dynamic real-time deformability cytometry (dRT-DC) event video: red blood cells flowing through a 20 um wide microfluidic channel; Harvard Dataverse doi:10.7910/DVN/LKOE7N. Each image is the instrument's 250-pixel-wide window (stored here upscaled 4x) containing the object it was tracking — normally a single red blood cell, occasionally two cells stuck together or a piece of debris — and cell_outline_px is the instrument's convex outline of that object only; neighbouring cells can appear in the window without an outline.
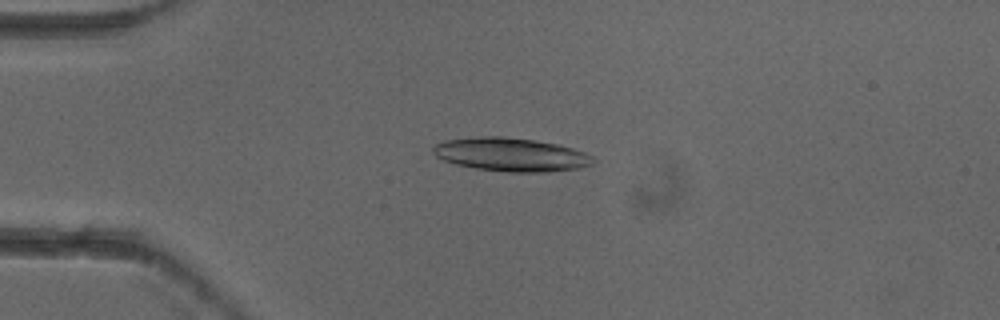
{"species": "common noctule bat (a hibernating species)", "species_latin": "Nyctalus noctula", "temperature_condition": "cold", "stored_images_in_passage": 5, "camera_frame_rate_fps": 3000, "um_per_image_px": 0.085, "animal": {"sex": "female"}, "frame": {"image": 1, "passage_image": 4, "time_ms": 1.0, "image_size_px": [1000, 320], "cell_outline_px": [[596, 160], [592, 164], [580, 168], [548, 172], [508, 172], [476, 168], [456, 164], [444, 160], [436, 156], [432, 152], [432, 148], [436, 144], [444, 140], [480, 136], [504, 136], [532, 140], [556, 144], [572, 148], [584, 152], [592, 156]], "centroid_in_image_um": [43.43, 13.14], "position_along_channel_um": 41.6, "area_um2": 31.21}}